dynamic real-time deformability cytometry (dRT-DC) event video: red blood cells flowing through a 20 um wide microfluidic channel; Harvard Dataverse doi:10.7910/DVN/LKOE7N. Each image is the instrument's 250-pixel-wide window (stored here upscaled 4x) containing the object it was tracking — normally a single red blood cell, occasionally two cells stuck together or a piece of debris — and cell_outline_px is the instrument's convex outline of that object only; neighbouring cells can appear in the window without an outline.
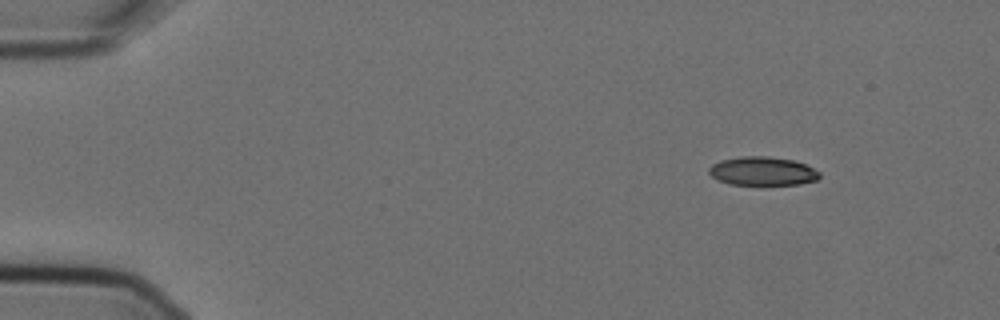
{"species": "Egyptian fruit bat (a non-hibernating species)", "species_latin": "Rousettus aegyptiacus", "temperature_condition": "cold", "stored_images_in_passage": 4, "camera_frame_rate_fps": 3000, "um_per_image_px": 0.085, "animal": {"sex": "female"}, "frame": {"image": 1, "passage_image": 1, "time_ms": 0.0, "image_size_px": [1000, 320], "cell_outline_px": [[820, 176], [816, 180], [800, 184], [728, 184], [716, 180], [708, 172], [708, 168], [712, 164], [720, 160], [744, 156], [768, 156], [792, 160], [804, 164], [820, 172]], "centroid_in_image_um": [64.77, 14.54], "position_along_channel_um": 20.2, "area_um2": 18.38}}
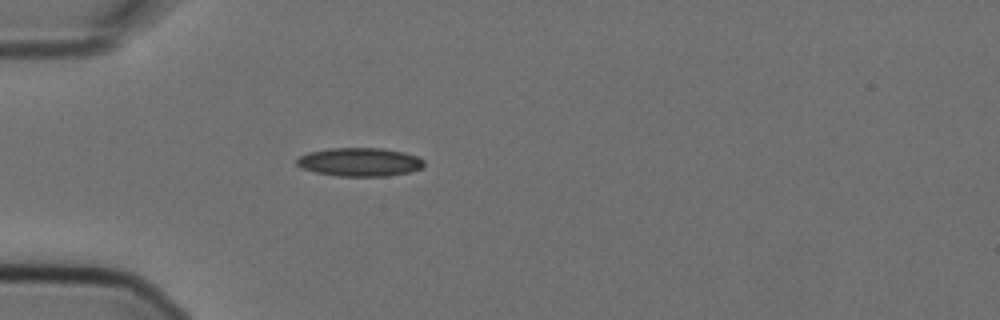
{"frame": {"image": 2, "passage_image": 4, "time_ms": 1.0, "image_size_px": [1000, 320], "cell_outline_px": [[424, 164], [420, 168], [412, 172], [388, 176], [336, 176], [316, 172], [300, 168], [296, 164], [296, 160], [300, 156], [308, 152], [328, 148], [384, 148], [404, 152], [416, 156], [424, 160]], "centroid_in_image_um": [30.57, 13.77], "position_along_channel_um": 54.4, "area_um2": 21.33}}